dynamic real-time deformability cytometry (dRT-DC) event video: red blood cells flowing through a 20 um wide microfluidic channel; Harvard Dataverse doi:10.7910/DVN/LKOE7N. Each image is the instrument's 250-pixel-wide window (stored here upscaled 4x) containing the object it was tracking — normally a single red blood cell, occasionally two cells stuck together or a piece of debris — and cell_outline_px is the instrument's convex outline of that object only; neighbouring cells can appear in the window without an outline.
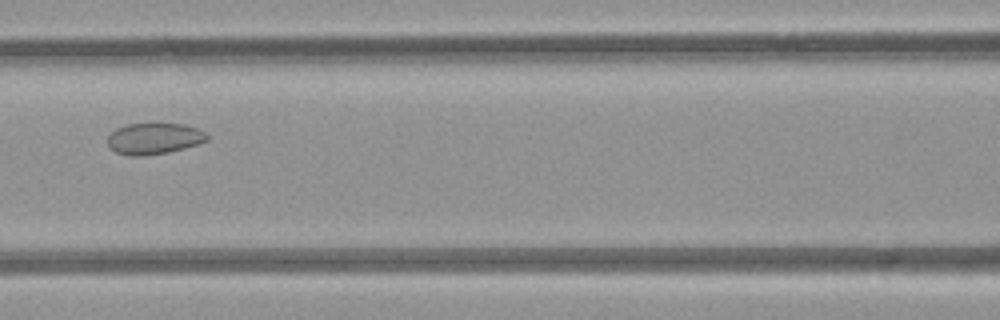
{"species": "common noctule bat (a hibernating species)", "species_latin": "Nyctalus noctula", "temperature_condition": "room temperature", "stored_images_in_passage": 4, "camera_frame_rate_fps": 3000, "um_per_image_px": 0.085, "animal": {"sex": "female", "body_mass_g": 21.9}, "frame": {"image": 1, "passage_image": 4, "time_ms": 3.333, "image_size_px": [1000, 320], "cell_outline_px": [[208, 140], [200, 144], [168, 152], [144, 156], [128, 156], [116, 152], [108, 144], [108, 136], [116, 128], [128, 124], [184, 124], [196, 128], [204, 132], [208, 136]], "centroid_in_image_um": [13.1, 11.79], "position_along_channel_um": 153.5, "area_um2": 18.03}}